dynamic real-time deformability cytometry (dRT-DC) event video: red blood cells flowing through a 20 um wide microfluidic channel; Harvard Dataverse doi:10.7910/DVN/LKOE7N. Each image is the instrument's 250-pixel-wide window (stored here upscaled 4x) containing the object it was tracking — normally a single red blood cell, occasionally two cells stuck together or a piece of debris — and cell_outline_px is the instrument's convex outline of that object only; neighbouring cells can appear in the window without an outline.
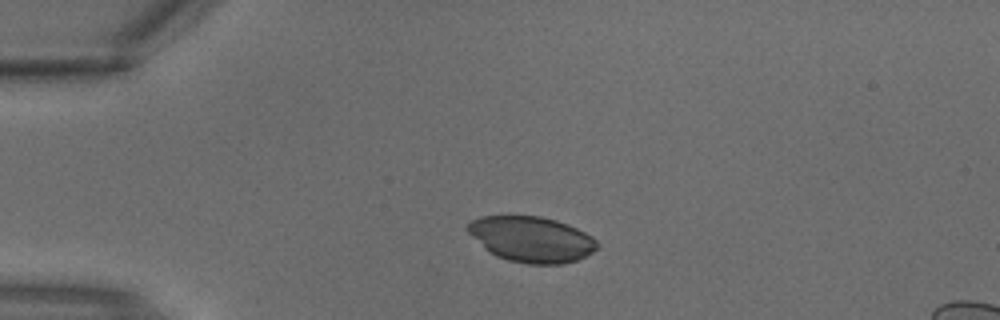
{"species": "common noctule bat (a hibernating species)", "species_latin": "Nyctalus noctula", "temperature_condition": "warm", "stored_images_in_passage": 3, "segment_of_instrument_passage": [2, 2], "camera_frame_rate_fps": 3000, "um_per_image_px": 0.085, "animal": {"sex": "male", "body_mass_g": 18.8}, "frame": {"image": 1, "passage_image": 3, "time_ms": 0.667, "image_size_px": [1000, 320], "cell_outline_px": [[600, 244], [592, 252], [576, 260], [564, 264], [528, 264], [508, 260], [496, 256], [484, 248], [464, 228], [472, 220], [480, 216], [540, 216], [556, 220], [568, 224], [592, 236]], "centroid_in_image_um": [45.17, 20.33], "position_along_channel_um": 39.8, "area_um2": 34.39}}